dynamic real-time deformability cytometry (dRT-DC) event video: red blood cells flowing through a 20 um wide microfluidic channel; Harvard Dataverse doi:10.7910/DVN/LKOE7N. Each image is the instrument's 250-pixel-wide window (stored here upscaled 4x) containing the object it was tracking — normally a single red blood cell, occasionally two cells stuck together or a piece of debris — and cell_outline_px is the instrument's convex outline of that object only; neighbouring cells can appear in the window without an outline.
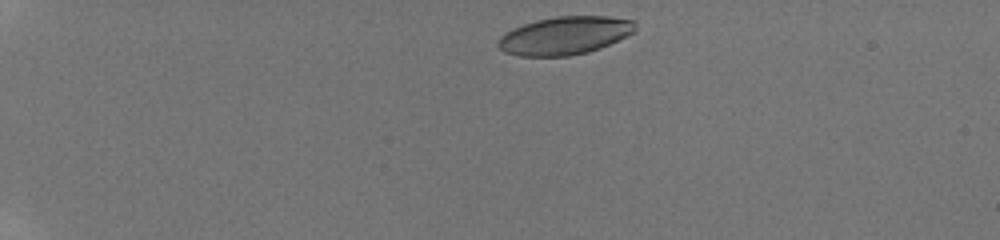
{"species": "human", "species_latin": "Homo sapiens", "temperature_condition": "room temperature", "stored_images_in_passage": 9, "camera_frame_rate_fps": 3000, "um_per_image_px": 0.085, "donor": {"sex": "male"}, "frame": {"image": 1, "passage_image": 1, "time_ms": 0.0, "image_size_px": [1000, 240], "cell_outline_px": [[636, 32], [628, 36], [600, 48], [588, 52], [568, 56], [520, 56], [504, 52], [496, 44], [496, 40], [504, 32], [512, 28], [536, 20], [556, 16], [608, 16], [632, 20], [636, 24]], "centroid_in_image_um": [47.99, 3.02], "position_along_channel_um": 37.0, "area_um2": 30.69}}
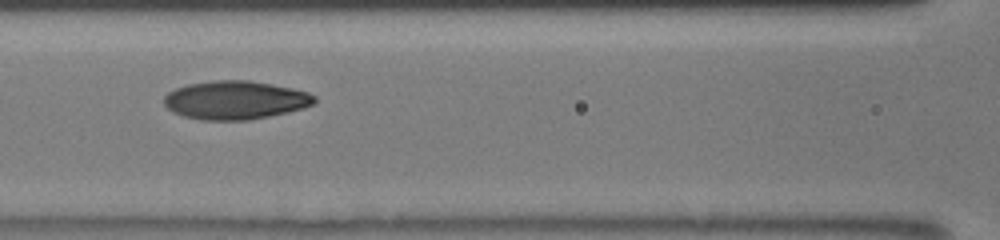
{"frame": {"image": 2, "passage_image": 7, "time_ms": 5.0, "image_size_px": [1000, 240], "cell_outline_px": [[316, 104], [304, 108], [288, 112], [248, 120], [200, 120], [184, 116], [172, 112], [164, 104], [164, 96], [168, 92], [176, 88], [188, 84], [212, 80], [248, 80], [272, 84], [292, 88], [308, 92], [316, 96]], "centroid_in_image_um": [20.01, 8.51], "position_along_channel_um": 146.6, "area_um2": 33.93}}
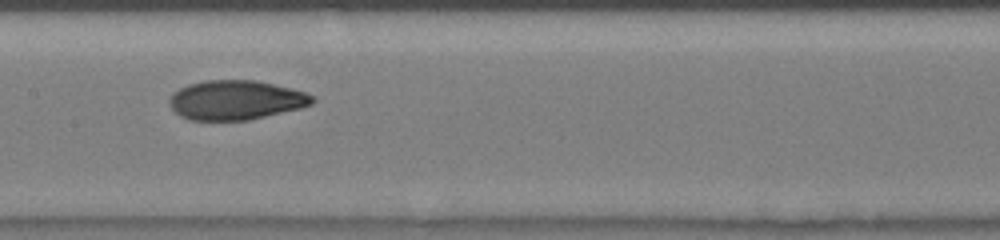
{"frame": {"image": 3, "passage_image": 8, "time_ms": 6.0, "image_size_px": [1000, 240], "cell_outline_px": [[316, 100], [312, 104], [300, 108], [248, 120], [188, 120], [180, 116], [168, 104], [168, 100], [172, 92], [188, 84], [204, 80], [256, 80], [304, 92], [312, 96]], "centroid_in_image_um": [19.99, 8.5], "position_along_channel_um": 187.4, "area_um2": 32.77}}